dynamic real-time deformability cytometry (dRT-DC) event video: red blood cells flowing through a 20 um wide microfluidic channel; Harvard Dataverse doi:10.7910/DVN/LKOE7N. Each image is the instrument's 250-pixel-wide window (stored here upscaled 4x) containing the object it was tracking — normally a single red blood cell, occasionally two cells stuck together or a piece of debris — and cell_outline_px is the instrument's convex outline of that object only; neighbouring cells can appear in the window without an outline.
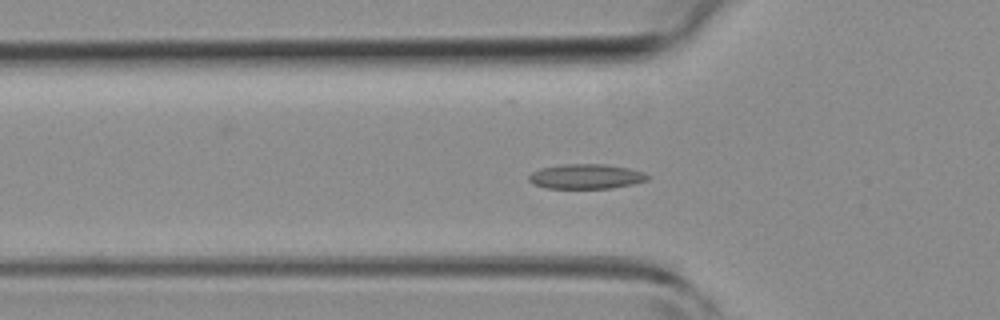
{"species": "common noctule bat (a hibernating species)", "species_latin": "Nyctalus noctula", "temperature_condition": "room temperature", "stored_images_in_passage": 34, "camera_frame_rate_fps": 3000, "um_per_image_px": 0.085, "animal": {"sex": "female", "body_mass_g": 19.3, "forearm_length_mm": 54.1}, "frame": {"image": 1, "passage_image": 2, "time_ms": 0.333, "image_size_px": [1000, 320], "cell_outline_px": [[652, 176], [648, 180], [632, 184], [612, 188], [548, 188], [532, 184], [528, 180], [528, 176], [532, 172], [540, 168], [564, 164], [604, 164], [628, 168], [644, 172]], "centroid_in_image_um": [49.82, 15.0], "position_along_channel_um": 76.0, "area_um2": 17.22}}
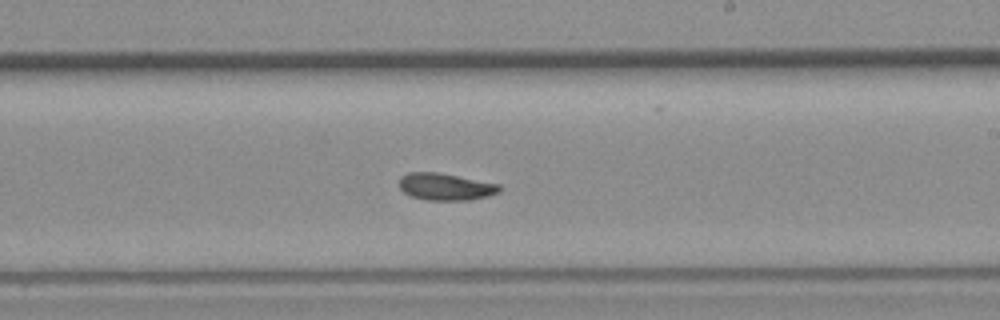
{"frame": {"image": 2, "passage_image": 14, "time_ms": 4.333, "image_size_px": [1000, 320], "cell_outline_px": [[500, 192], [488, 196], [472, 200], [424, 200], [412, 196], [404, 192], [400, 188], [400, 176], [408, 172], [436, 172], [500, 184]], "centroid_in_image_um": [37.87, 15.87], "position_along_channel_um": 251.1, "area_um2": 15.78}}
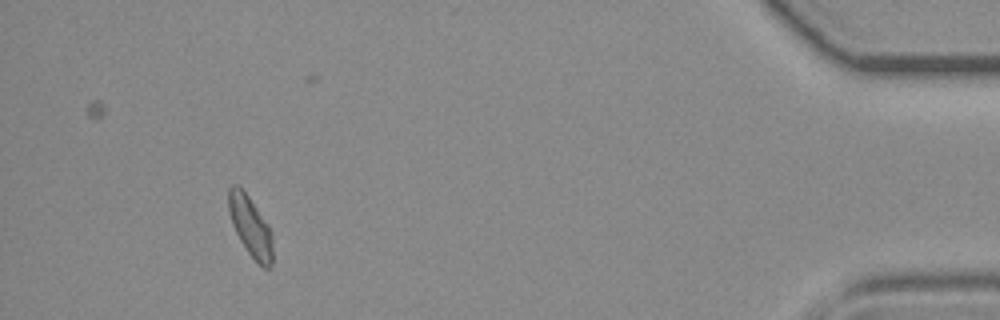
{"frame": {"image": 3, "passage_image": 30, "time_ms": 9.667, "image_size_px": [1000, 320], "cell_outline_px": [[272, 264], [268, 268], [264, 268], [248, 252], [240, 240], [232, 224], [228, 212], [228, 188], [232, 184], [236, 184], [248, 196], [268, 224], [272, 232]], "centroid_in_image_um": [21.28, 19.22], "position_along_channel_um": 413.9, "area_um2": 15.32}, "authors_computed_cell_mechanics": {"area_um2": 15.7794, "velocity_mm_per_s": 4.3751, "shape_relaxation_time_tau1_ms": 5.3118, "shape_relaxation_time_tau2_ms": null, "deformation_change_tau1": 0.1195, "deformation_change_tau2": null}}